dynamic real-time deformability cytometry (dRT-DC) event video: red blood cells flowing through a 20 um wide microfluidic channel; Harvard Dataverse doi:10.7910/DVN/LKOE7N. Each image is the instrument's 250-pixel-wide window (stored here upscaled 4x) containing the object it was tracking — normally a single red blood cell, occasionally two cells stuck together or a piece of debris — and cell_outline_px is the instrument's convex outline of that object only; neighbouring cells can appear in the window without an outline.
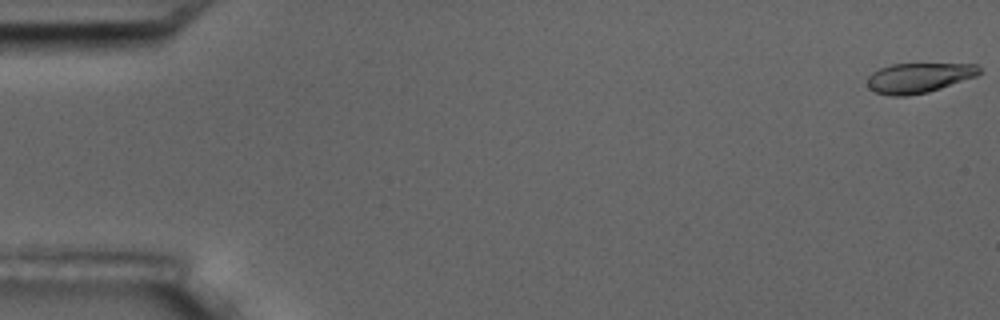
{"species": "common noctule bat (a hibernating species)", "species_latin": "Nyctalus noctula", "temperature_condition": "room temperature", "stored_images_in_passage": 6, "camera_frame_rate_fps": 3000, "um_per_image_px": 0.085, "animal": {"sex": "male", "body_mass_g": 17.5, "forearm_length_mm": 52.3}, "frame": {"image": 1, "passage_image": 1, "time_ms": 0.0, "image_size_px": [1000, 320], "cell_outline_px": [[980, 72], [976, 76], [928, 92], [908, 96], [892, 96], [872, 92], [868, 88], [868, 76], [872, 72], [880, 68], [892, 64], [976, 64], [980, 68]], "centroid_in_image_um": [78.04, 6.62], "position_along_channel_um": 7.0, "area_um2": 19.48}}
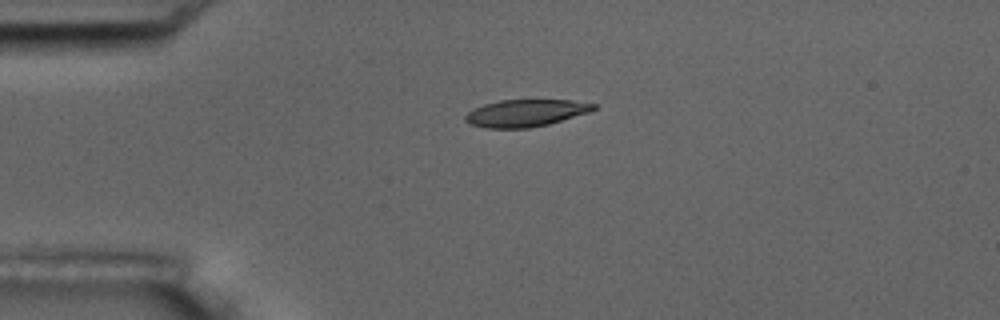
{"frame": {"image": 2, "passage_image": 4, "time_ms": 4.333, "image_size_px": [1000, 320], "cell_outline_px": [[596, 108], [588, 112], [548, 124], [528, 128], [488, 128], [468, 124], [464, 120], [464, 116], [468, 112], [484, 104], [500, 100], [572, 100], [596, 104]], "centroid_in_image_um": [44.65, 9.61], "position_along_channel_um": 40.4, "area_um2": 20.11}}